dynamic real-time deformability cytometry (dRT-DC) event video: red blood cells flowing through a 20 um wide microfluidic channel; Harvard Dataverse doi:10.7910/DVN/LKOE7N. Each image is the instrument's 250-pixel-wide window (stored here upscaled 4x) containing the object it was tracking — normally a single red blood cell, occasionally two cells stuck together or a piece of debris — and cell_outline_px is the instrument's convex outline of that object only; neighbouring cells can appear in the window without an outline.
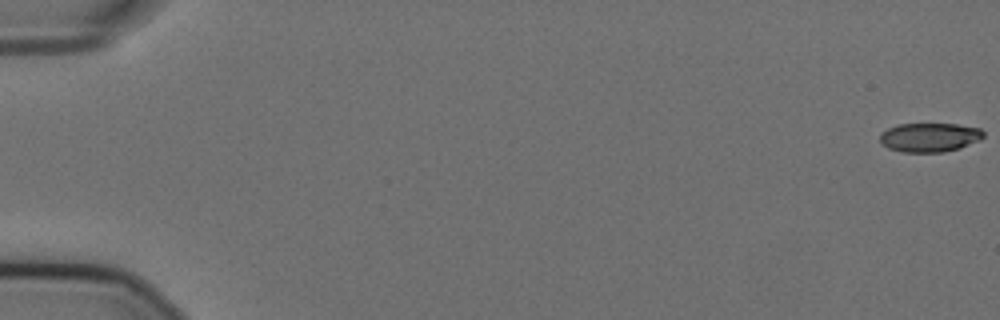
{"species": "Egyptian fruit bat (a non-hibernating species)", "species_latin": "Rousettus aegyptiacus", "temperature_condition": "cold", "stored_images_in_passage": 48, "camera_frame_rate_fps": 3000, "um_per_image_px": 0.085, "animal": {"sex": "female"}, "frame": {"image": 1, "passage_image": 1, "time_ms": 0.0, "image_size_px": [1000, 320], "cell_outline_px": [[984, 136], [980, 140], [960, 148], [944, 152], [900, 152], [888, 148], [880, 144], [880, 132], [888, 128], [900, 124], [956, 124], [980, 128], [984, 132]], "centroid_in_image_um": [79.0, 11.68], "position_along_channel_um": 6.0, "area_um2": 17.69}}
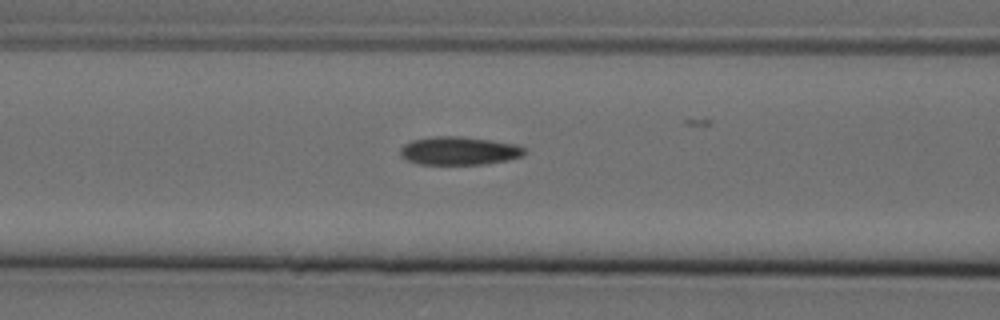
{"frame": {"image": 2, "passage_image": 25, "time_ms": 8.0, "image_size_px": [1000, 320], "cell_outline_px": [[524, 156], [508, 160], [484, 164], [420, 164], [408, 160], [400, 156], [400, 148], [404, 144], [412, 140], [432, 136], [460, 136], [492, 140], [516, 144], [524, 148]], "centroid_in_image_um": [39.02, 12.81], "position_along_channel_um": 127.6, "area_um2": 20.52}}
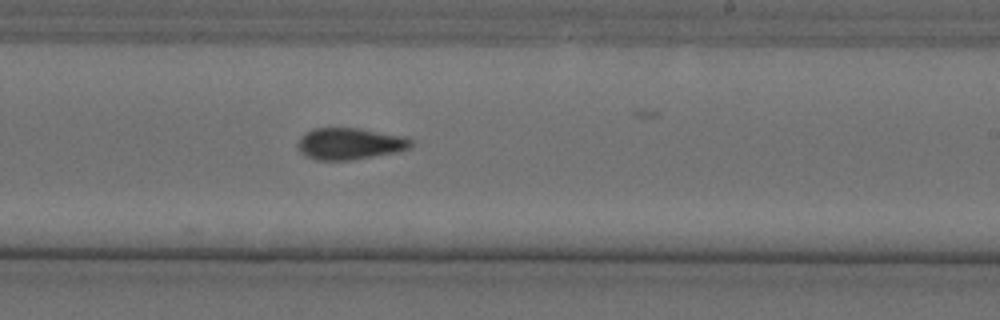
{"frame": {"image": 3, "passage_image": 36, "time_ms": 11.667, "image_size_px": [1000, 320], "cell_outline_px": [[416, 140], [412, 148], [396, 152], [348, 160], [316, 160], [304, 156], [296, 148], [296, 144], [300, 136], [304, 132], [312, 128], [360, 128], [408, 136]], "centroid_in_image_um": [29.75, 12.2], "position_along_channel_um": 259.2, "area_um2": 21.5}, "authors_computed_cell_mechanics": {"area_um2": 20.4034, "velocity_mm_per_s": 3.6067, "shape_relaxation_time_tau1_ms": null, "shape_relaxation_time_tau2_ms": 5.6366, "deformation_change_tau1": null, "deformation_change_tau2": 0.1213}}